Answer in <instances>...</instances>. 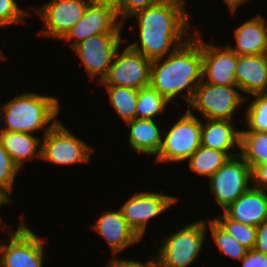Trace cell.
Segmentation results:
<instances>
[{
	"label": "cell",
	"mask_w": 267,
	"mask_h": 267,
	"mask_svg": "<svg viewBox=\"0 0 267 267\" xmlns=\"http://www.w3.org/2000/svg\"><path fill=\"white\" fill-rule=\"evenodd\" d=\"M185 6L174 0H160L131 15L137 21L139 40L128 46L151 61L174 52L190 38H186L191 25Z\"/></svg>",
	"instance_id": "6da1fadb"
},
{
	"label": "cell",
	"mask_w": 267,
	"mask_h": 267,
	"mask_svg": "<svg viewBox=\"0 0 267 267\" xmlns=\"http://www.w3.org/2000/svg\"><path fill=\"white\" fill-rule=\"evenodd\" d=\"M190 38L165 58L151 62L150 86L168 102L181 97L188 104L202 81V37L194 29ZM187 90V93L184 91Z\"/></svg>",
	"instance_id": "7a4b0ae2"
},
{
	"label": "cell",
	"mask_w": 267,
	"mask_h": 267,
	"mask_svg": "<svg viewBox=\"0 0 267 267\" xmlns=\"http://www.w3.org/2000/svg\"><path fill=\"white\" fill-rule=\"evenodd\" d=\"M1 130L32 134L43 131V136L59 121L60 103L56 96L23 92L0 107Z\"/></svg>",
	"instance_id": "3957f363"
},
{
	"label": "cell",
	"mask_w": 267,
	"mask_h": 267,
	"mask_svg": "<svg viewBox=\"0 0 267 267\" xmlns=\"http://www.w3.org/2000/svg\"><path fill=\"white\" fill-rule=\"evenodd\" d=\"M207 230L206 221L198 219L169 236L164 235L161 247L154 255L155 266L188 267L193 264L202 251Z\"/></svg>",
	"instance_id": "277c9868"
},
{
	"label": "cell",
	"mask_w": 267,
	"mask_h": 267,
	"mask_svg": "<svg viewBox=\"0 0 267 267\" xmlns=\"http://www.w3.org/2000/svg\"><path fill=\"white\" fill-rule=\"evenodd\" d=\"M246 101L247 97L240 94L238 86L212 85L201 81L195 89L187 110L191 114L194 110L199 112L203 119L233 121L235 110Z\"/></svg>",
	"instance_id": "5b68a950"
},
{
	"label": "cell",
	"mask_w": 267,
	"mask_h": 267,
	"mask_svg": "<svg viewBox=\"0 0 267 267\" xmlns=\"http://www.w3.org/2000/svg\"><path fill=\"white\" fill-rule=\"evenodd\" d=\"M163 136L154 164L187 161L201 146V119L187 110Z\"/></svg>",
	"instance_id": "8992f818"
},
{
	"label": "cell",
	"mask_w": 267,
	"mask_h": 267,
	"mask_svg": "<svg viewBox=\"0 0 267 267\" xmlns=\"http://www.w3.org/2000/svg\"><path fill=\"white\" fill-rule=\"evenodd\" d=\"M94 148L59 120L41 140V160L57 165L87 164Z\"/></svg>",
	"instance_id": "52a82bcc"
},
{
	"label": "cell",
	"mask_w": 267,
	"mask_h": 267,
	"mask_svg": "<svg viewBox=\"0 0 267 267\" xmlns=\"http://www.w3.org/2000/svg\"><path fill=\"white\" fill-rule=\"evenodd\" d=\"M210 193L225 211L252 185V168L240 156L230 157L210 178Z\"/></svg>",
	"instance_id": "ba28073f"
},
{
	"label": "cell",
	"mask_w": 267,
	"mask_h": 267,
	"mask_svg": "<svg viewBox=\"0 0 267 267\" xmlns=\"http://www.w3.org/2000/svg\"><path fill=\"white\" fill-rule=\"evenodd\" d=\"M8 242L0 243V267H43L45 240L25 222L9 231Z\"/></svg>",
	"instance_id": "9c48e42d"
},
{
	"label": "cell",
	"mask_w": 267,
	"mask_h": 267,
	"mask_svg": "<svg viewBox=\"0 0 267 267\" xmlns=\"http://www.w3.org/2000/svg\"><path fill=\"white\" fill-rule=\"evenodd\" d=\"M122 40L121 34H98L81 41L72 50L90 79L100 83L106 77L116 51L121 48Z\"/></svg>",
	"instance_id": "30bf717a"
},
{
	"label": "cell",
	"mask_w": 267,
	"mask_h": 267,
	"mask_svg": "<svg viewBox=\"0 0 267 267\" xmlns=\"http://www.w3.org/2000/svg\"><path fill=\"white\" fill-rule=\"evenodd\" d=\"M91 0H50L40 7H30L43 22L39 34L62 40L83 17Z\"/></svg>",
	"instance_id": "8fae6325"
},
{
	"label": "cell",
	"mask_w": 267,
	"mask_h": 267,
	"mask_svg": "<svg viewBox=\"0 0 267 267\" xmlns=\"http://www.w3.org/2000/svg\"><path fill=\"white\" fill-rule=\"evenodd\" d=\"M116 51L106 77L99 85L122 86L139 90L150 85L151 60L128 45Z\"/></svg>",
	"instance_id": "7c38bea8"
},
{
	"label": "cell",
	"mask_w": 267,
	"mask_h": 267,
	"mask_svg": "<svg viewBox=\"0 0 267 267\" xmlns=\"http://www.w3.org/2000/svg\"><path fill=\"white\" fill-rule=\"evenodd\" d=\"M178 199L163 192L140 191L130 196L119 209L127 224L143 239L148 222L165 213Z\"/></svg>",
	"instance_id": "4fadbf2b"
},
{
	"label": "cell",
	"mask_w": 267,
	"mask_h": 267,
	"mask_svg": "<svg viewBox=\"0 0 267 267\" xmlns=\"http://www.w3.org/2000/svg\"><path fill=\"white\" fill-rule=\"evenodd\" d=\"M122 23L117 12L109 6L90 2L83 17L62 39L69 41L70 48L98 34H121ZM74 40V41H72Z\"/></svg>",
	"instance_id": "5bb4252c"
},
{
	"label": "cell",
	"mask_w": 267,
	"mask_h": 267,
	"mask_svg": "<svg viewBox=\"0 0 267 267\" xmlns=\"http://www.w3.org/2000/svg\"><path fill=\"white\" fill-rule=\"evenodd\" d=\"M202 81L212 85L237 86L235 71L238 54L227 45H214L202 39Z\"/></svg>",
	"instance_id": "9a60e30c"
},
{
	"label": "cell",
	"mask_w": 267,
	"mask_h": 267,
	"mask_svg": "<svg viewBox=\"0 0 267 267\" xmlns=\"http://www.w3.org/2000/svg\"><path fill=\"white\" fill-rule=\"evenodd\" d=\"M92 227L109 245L113 256L142 240L127 224L120 209L105 210Z\"/></svg>",
	"instance_id": "2e32d148"
},
{
	"label": "cell",
	"mask_w": 267,
	"mask_h": 267,
	"mask_svg": "<svg viewBox=\"0 0 267 267\" xmlns=\"http://www.w3.org/2000/svg\"><path fill=\"white\" fill-rule=\"evenodd\" d=\"M235 78L248 96L267 92V54L238 55Z\"/></svg>",
	"instance_id": "e0dca14e"
},
{
	"label": "cell",
	"mask_w": 267,
	"mask_h": 267,
	"mask_svg": "<svg viewBox=\"0 0 267 267\" xmlns=\"http://www.w3.org/2000/svg\"><path fill=\"white\" fill-rule=\"evenodd\" d=\"M224 213L230 219L258 227L267 221V194L251 186Z\"/></svg>",
	"instance_id": "ac0fdd59"
},
{
	"label": "cell",
	"mask_w": 267,
	"mask_h": 267,
	"mask_svg": "<svg viewBox=\"0 0 267 267\" xmlns=\"http://www.w3.org/2000/svg\"><path fill=\"white\" fill-rule=\"evenodd\" d=\"M236 46H227L238 55L267 54V22L261 15L247 19L234 29Z\"/></svg>",
	"instance_id": "d6986e66"
},
{
	"label": "cell",
	"mask_w": 267,
	"mask_h": 267,
	"mask_svg": "<svg viewBox=\"0 0 267 267\" xmlns=\"http://www.w3.org/2000/svg\"><path fill=\"white\" fill-rule=\"evenodd\" d=\"M233 123L230 120H201V145L226 152L230 157L239 155L240 151L234 153L232 150L240 147L241 130Z\"/></svg>",
	"instance_id": "ffe728a7"
},
{
	"label": "cell",
	"mask_w": 267,
	"mask_h": 267,
	"mask_svg": "<svg viewBox=\"0 0 267 267\" xmlns=\"http://www.w3.org/2000/svg\"><path fill=\"white\" fill-rule=\"evenodd\" d=\"M129 127V147L139 154H158L163 138V131L155 119H137L126 123Z\"/></svg>",
	"instance_id": "44dd1931"
},
{
	"label": "cell",
	"mask_w": 267,
	"mask_h": 267,
	"mask_svg": "<svg viewBox=\"0 0 267 267\" xmlns=\"http://www.w3.org/2000/svg\"><path fill=\"white\" fill-rule=\"evenodd\" d=\"M0 139L3 148L20 169L28 160L34 158L41 160V140L34 133L1 130Z\"/></svg>",
	"instance_id": "7402d4cb"
},
{
	"label": "cell",
	"mask_w": 267,
	"mask_h": 267,
	"mask_svg": "<svg viewBox=\"0 0 267 267\" xmlns=\"http://www.w3.org/2000/svg\"><path fill=\"white\" fill-rule=\"evenodd\" d=\"M229 158L226 152L201 145L187 161L189 169L197 176L210 178Z\"/></svg>",
	"instance_id": "603a6c76"
},
{
	"label": "cell",
	"mask_w": 267,
	"mask_h": 267,
	"mask_svg": "<svg viewBox=\"0 0 267 267\" xmlns=\"http://www.w3.org/2000/svg\"><path fill=\"white\" fill-rule=\"evenodd\" d=\"M240 156L253 169L267 163V132L240 131Z\"/></svg>",
	"instance_id": "cb8c5ba5"
},
{
	"label": "cell",
	"mask_w": 267,
	"mask_h": 267,
	"mask_svg": "<svg viewBox=\"0 0 267 267\" xmlns=\"http://www.w3.org/2000/svg\"><path fill=\"white\" fill-rule=\"evenodd\" d=\"M108 93L109 103L119 117L125 122L136 118L138 90L122 86L103 85Z\"/></svg>",
	"instance_id": "d4e9b609"
},
{
	"label": "cell",
	"mask_w": 267,
	"mask_h": 267,
	"mask_svg": "<svg viewBox=\"0 0 267 267\" xmlns=\"http://www.w3.org/2000/svg\"><path fill=\"white\" fill-rule=\"evenodd\" d=\"M168 102L158 91L150 85L138 90L136 105L137 119H153L163 114Z\"/></svg>",
	"instance_id": "484cf974"
},
{
	"label": "cell",
	"mask_w": 267,
	"mask_h": 267,
	"mask_svg": "<svg viewBox=\"0 0 267 267\" xmlns=\"http://www.w3.org/2000/svg\"><path fill=\"white\" fill-rule=\"evenodd\" d=\"M213 220L248 250L254 248L256 242L257 227L249 226L230 219L224 212Z\"/></svg>",
	"instance_id": "4316f807"
},
{
	"label": "cell",
	"mask_w": 267,
	"mask_h": 267,
	"mask_svg": "<svg viewBox=\"0 0 267 267\" xmlns=\"http://www.w3.org/2000/svg\"><path fill=\"white\" fill-rule=\"evenodd\" d=\"M208 223L209 225L206 222V226H209L213 242L217 245L219 251L227 257L240 262L246 255L248 249L222 229L213 218L209 219Z\"/></svg>",
	"instance_id": "83f0119b"
},
{
	"label": "cell",
	"mask_w": 267,
	"mask_h": 267,
	"mask_svg": "<svg viewBox=\"0 0 267 267\" xmlns=\"http://www.w3.org/2000/svg\"><path fill=\"white\" fill-rule=\"evenodd\" d=\"M252 97L244 115L248 129L241 131L267 132V92Z\"/></svg>",
	"instance_id": "f1b7e54d"
},
{
	"label": "cell",
	"mask_w": 267,
	"mask_h": 267,
	"mask_svg": "<svg viewBox=\"0 0 267 267\" xmlns=\"http://www.w3.org/2000/svg\"><path fill=\"white\" fill-rule=\"evenodd\" d=\"M20 170L21 169L14 163L8 152L3 148L0 139V190L11 200L10 194L14 190V182Z\"/></svg>",
	"instance_id": "f546056e"
},
{
	"label": "cell",
	"mask_w": 267,
	"mask_h": 267,
	"mask_svg": "<svg viewBox=\"0 0 267 267\" xmlns=\"http://www.w3.org/2000/svg\"><path fill=\"white\" fill-rule=\"evenodd\" d=\"M30 12L20 8L16 0H0V28L25 23Z\"/></svg>",
	"instance_id": "4dcf8cb0"
},
{
	"label": "cell",
	"mask_w": 267,
	"mask_h": 267,
	"mask_svg": "<svg viewBox=\"0 0 267 267\" xmlns=\"http://www.w3.org/2000/svg\"><path fill=\"white\" fill-rule=\"evenodd\" d=\"M160 0H123L121 4V22L123 23L126 18L131 17L139 10L150 7Z\"/></svg>",
	"instance_id": "1f68e13d"
},
{
	"label": "cell",
	"mask_w": 267,
	"mask_h": 267,
	"mask_svg": "<svg viewBox=\"0 0 267 267\" xmlns=\"http://www.w3.org/2000/svg\"><path fill=\"white\" fill-rule=\"evenodd\" d=\"M252 186L267 194V163L257 164L252 169Z\"/></svg>",
	"instance_id": "d6a6232c"
},
{
	"label": "cell",
	"mask_w": 267,
	"mask_h": 267,
	"mask_svg": "<svg viewBox=\"0 0 267 267\" xmlns=\"http://www.w3.org/2000/svg\"><path fill=\"white\" fill-rule=\"evenodd\" d=\"M150 260L147 261V263H143L137 260H130V259H123L118 258L117 256L110 258L109 261H107L105 267H155V257L154 255L150 256Z\"/></svg>",
	"instance_id": "836d02e7"
},
{
	"label": "cell",
	"mask_w": 267,
	"mask_h": 267,
	"mask_svg": "<svg viewBox=\"0 0 267 267\" xmlns=\"http://www.w3.org/2000/svg\"><path fill=\"white\" fill-rule=\"evenodd\" d=\"M241 262V267H267V255L251 249L247 251Z\"/></svg>",
	"instance_id": "e575fe53"
},
{
	"label": "cell",
	"mask_w": 267,
	"mask_h": 267,
	"mask_svg": "<svg viewBox=\"0 0 267 267\" xmlns=\"http://www.w3.org/2000/svg\"><path fill=\"white\" fill-rule=\"evenodd\" d=\"M253 249L267 255V221L257 227L256 242Z\"/></svg>",
	"instance_id": "d590c367"
},
{
	"label": "cell",
	"mask_w": 267,
	"mask_h": 267,
	"mask_svg": "<svg viewBox=\"0 0 267 267\" xmlns=\"http://www.w3.org/2000/svg\"><path fill=\"white\" fill-rule=\"evenodd\" d=\"M91 1L94 3L112 7L117 12L118 18L121 21V4L123 0H91Z\"/></svg>",
	"instance_id": "8d00e7d4"
},
{
	"label": "cell",
	"mask_w": 267,
	"mask_h": 267,
	"mask_svg": "<svg viewBox=\"0 0 267 267\" xmlns=\"http://www.w3.org/2000/svg\"><path fill=\"white\" fill-rule=\"evenodd\" d=\"M227 8L230 10L231 14L235 13L236 10L245 4L248 0H224Z\"/></svg>",
	"instance_id": "74e56055"
},
{
	"label": "cell",
	"mask_w": 267,
	"mask_h": 267,
	"mask_svg": "<svg viewBox=\"0 0 267 267\" xmlns=\"http://www.w3.org/2000/svg\"><path fill=\"white\" fill-rule=\"evenodd\" d=\"M6 204H14V201L11 200L4 192H2L0 190V206L6 205ZM2 221H3V219L0 216V226L2 225L3 226L2 229L6 230V229H4V227H6V226L8 227V225H7V223H3Z\"/></svg>",
	"instance_id": "f35d334b"
},
{
	"label": "cell",
	"mask_w": 267,
	"mask_h": 267,
	"mask_svg": "<svg viewBox=\"0 0 267 267\" xmlns=\"http://www.w3.org/2000/svg\"><path fill=\"white\" fill-rule=\"evenodd\" d=\"M5 57H6V56H5L3 53H1V51H0V60H4Z\"/></svg>",
	"instance_id": "ab89813d"
},
{
	"label": "cell",
	"mask_w": 267,
	"mask_h": 267,
	"mask_svg": "<svg viewBox=\"0 0 267 267\" xmlns=\"http://www.w3.org/2000/svg\"><path fill=\"white\" fill-rule=\"evenodd\" d=\"M174 1L180 2L185 5V0H174Z\"/></svg>",
	"instance_id": "60d3db41"
}]
</instances>
